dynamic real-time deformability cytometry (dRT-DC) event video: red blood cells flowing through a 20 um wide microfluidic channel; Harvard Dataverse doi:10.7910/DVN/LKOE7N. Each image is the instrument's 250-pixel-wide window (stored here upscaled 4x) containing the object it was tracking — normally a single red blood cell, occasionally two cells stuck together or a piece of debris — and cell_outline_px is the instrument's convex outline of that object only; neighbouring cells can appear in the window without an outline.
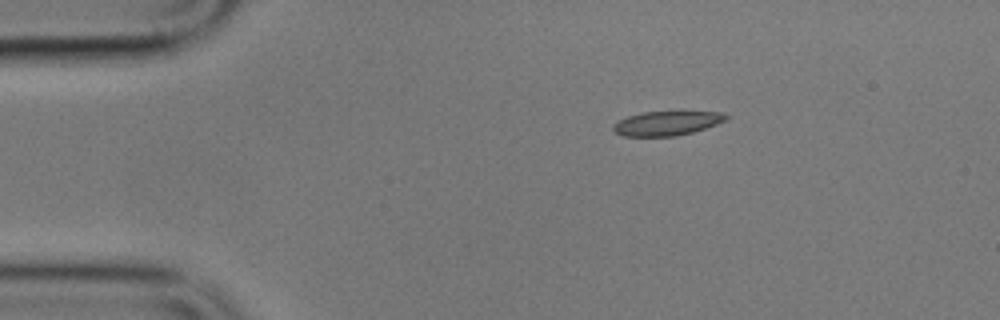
{"species": "common noctule bat (a hibernating species)", "species_latin": "Nyctalus noctula", "temperature_condition": "cold", "stored_images_in_passage": 2, "camera_frame_rate_fps": 3000, "um_per_image_px": 0.085, "animal": {"sex": "male", "body_mass_g": 17.9}, "frame": {"image": 1, "passage_image": 1, "time_ms": 0.0, "image_size_px": [1000, 320], "cell_outline_px": [[728, 120], [692, 132], [676, 136], [624, 136], [616, 132], [612, 128], [616, 120], [628, 116], [644, 112], [724, 112], [728, 116]], "centroid_in_image_um": [56.67, 10.47], "position_along_channel_um": 28.3, "area_um2": 15.84}}